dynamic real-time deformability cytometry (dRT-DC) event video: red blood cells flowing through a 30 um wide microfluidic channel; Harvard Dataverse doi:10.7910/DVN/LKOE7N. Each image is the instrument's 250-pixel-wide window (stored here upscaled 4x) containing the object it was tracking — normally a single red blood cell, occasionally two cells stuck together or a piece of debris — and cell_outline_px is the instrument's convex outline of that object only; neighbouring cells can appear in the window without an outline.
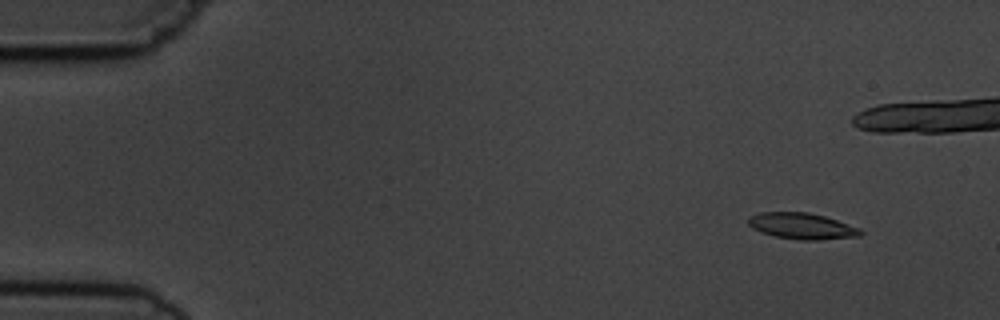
{"species": "common noctule bat (a hibernating species)", "species_latin": "Nyctalus noctula", "temperature_condition": "cold", "stored_images_in_passage": 5, "camera_frame_rate_fps": 3000, "um_per_image_px": 0.085, "animal": {"sex": "male", "body_mass_g": 19.5, "forearm_length_mm": 54.6}, "frame": {"image": 1, "passage_image": 1, "time_ms": 0.0, "image_size_px": [1000, 320], "cell_outline_px": [[864, 232], [860, 236], [816, 240], [800, 240], [776, 236], [760, 232], [752, 228], [748, 224], [748, 216], [760, 212], [808, 212], [824, 216], [860, 228]], "centroid_in_image_um": [68.14, 19.21], "position_along_channel_um": 16.9, "area_um2": 17.11}}